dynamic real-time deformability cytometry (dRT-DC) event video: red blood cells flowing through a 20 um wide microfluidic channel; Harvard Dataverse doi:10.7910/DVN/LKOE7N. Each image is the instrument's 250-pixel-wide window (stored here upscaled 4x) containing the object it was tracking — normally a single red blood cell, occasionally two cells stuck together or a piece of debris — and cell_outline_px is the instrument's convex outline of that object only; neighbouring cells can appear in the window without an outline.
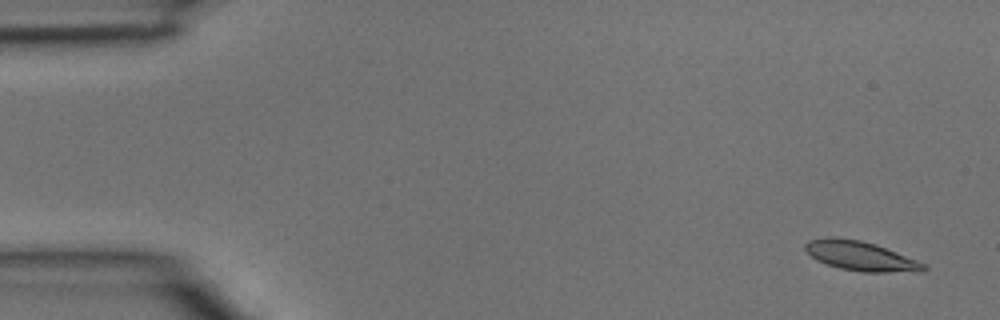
{"species": "common noctule bat (a hibernating species)", "species_latin": "Nyctalus noctula", "temperature_condition": "room temperature", "stored_images_in_passage": 4, "camera_frame_rate_fps": 3000, "um_per_image_px": 0.085, "animal": {"sex": "male", "body_mass_g": 15.6}, "frame": {"image": 1, "passage_image": 1, "time_ms": 0.0, "image_size_px": [1000, 320], "cell_outline_px": [[928, 268], [924, 272], [860, 272], [840, 268], [816, 260], [804, 248], [804, 244], [808, 240], [824, 236], [832, 236], [860, 240], [876, 244], [916, 260], [924, 264]], "centroid_in_image_um": [73.13, 21.75], "position_along_channel_um": 11.9, "area_um2": 20.46}}
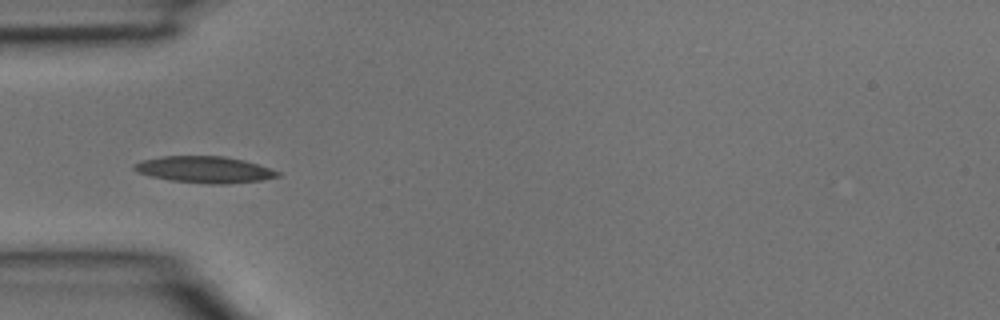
{"frame": {"image": 2, "passage_image": 4, "time_ms": 1.0, "image_size_px": [1000, 320], "cell_outline_px": [[280, 176], [260, 180], [224, 184], [208, 184], [168, 180], [136, 172], [132, 168], [132, 164], [140, 160], [160, 156], [224, 156], [244, 160], [280, 172]], "centroid_in_image_um": [17.31, 14.41], "position_along_channel_um": 67.7, "area_um2": 22.2}}